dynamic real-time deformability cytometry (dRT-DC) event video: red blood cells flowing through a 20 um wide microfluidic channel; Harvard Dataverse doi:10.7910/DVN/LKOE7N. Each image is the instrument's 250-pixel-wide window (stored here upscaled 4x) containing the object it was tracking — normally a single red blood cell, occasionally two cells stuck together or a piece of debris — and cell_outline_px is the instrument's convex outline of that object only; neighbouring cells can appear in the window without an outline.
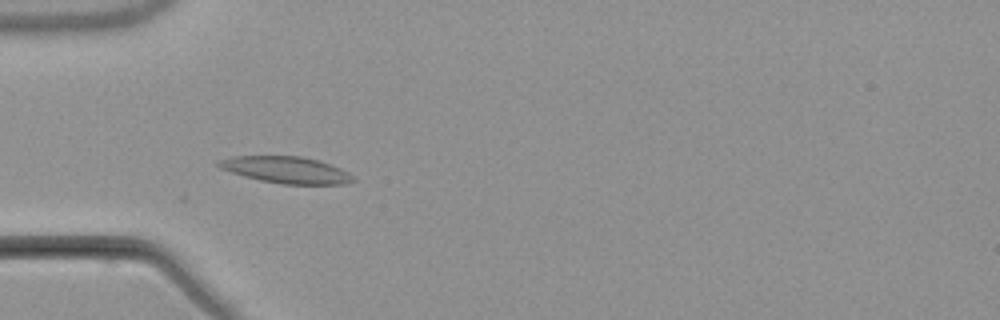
{"species": "common noctule bat (a hibernating species)", "species_latin": "Nyctalus noctula", "temperature_condition": "warm", "stored_images_in_passage": 7, "camera_frame_rate_fps": 3000, "um_per_image_px": 0.085, "animal": {"sex": "male", "body_mass_g": 21.5, "forearm_length_mm": 52.0}, "frame": {"image": 1, "passage_image": 4, "time_ms": 4.333, "image_size_px": [1000, 320], "cell_outline_px": [[356, 180], [344, 184], [280, 184], [260, 180], [244, 176], [220, 168], [216, 164], [216, 160], [232, 156], [300, 156], [316, 160], [340, 168], [348, 172]], "centroid_in_image_um": [24.28, 14.44], "position_along_channel_um": 60.7, "area_um2": 20.75}}
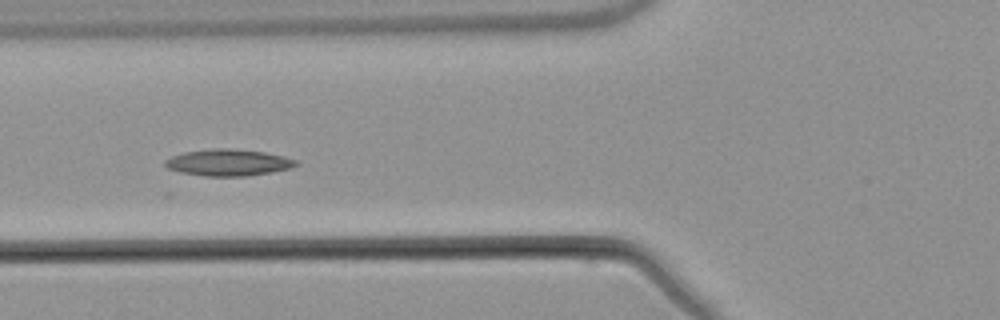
{"frame": {"image": 2, "passage_image": 5, "time_ms": 5.667, "image_size_px": [1000, 320], "cell_outline_px": [[300, 164], [292, 168], [272, 172], [244, 176], [204, 176], [180, 172], [168, 168], [164, 164], [164, 160], [172, 156], [184, 152], [212, 148], [232, 148], [264, 152], [284, 156], [296, 160]], "centroid_in_image_um": [19.42, 13.81], "position_along_channel_um": 106.4, "area_um2": 20.4}}
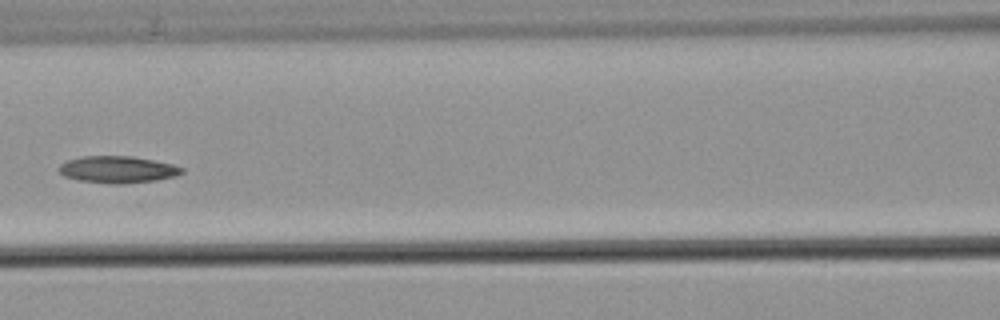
{"frame": {"image": 3, "passage_image": 6, "time_ms": 7.0, "image_size_px": [1000, 320], "cell_outline_px": [[184, 172], [176, 176], [156, 180], [124, 184], [112, 184], [80, 180], [64, 176], [60, 172], [60, 164], [68, 160], [80, 156], [132, 156], [172, 164], [184, 168]], "centroid_in_image_um": [10.02, 14.41], "position_along_channel_um": 156.6, "area_um2": 19.19}}